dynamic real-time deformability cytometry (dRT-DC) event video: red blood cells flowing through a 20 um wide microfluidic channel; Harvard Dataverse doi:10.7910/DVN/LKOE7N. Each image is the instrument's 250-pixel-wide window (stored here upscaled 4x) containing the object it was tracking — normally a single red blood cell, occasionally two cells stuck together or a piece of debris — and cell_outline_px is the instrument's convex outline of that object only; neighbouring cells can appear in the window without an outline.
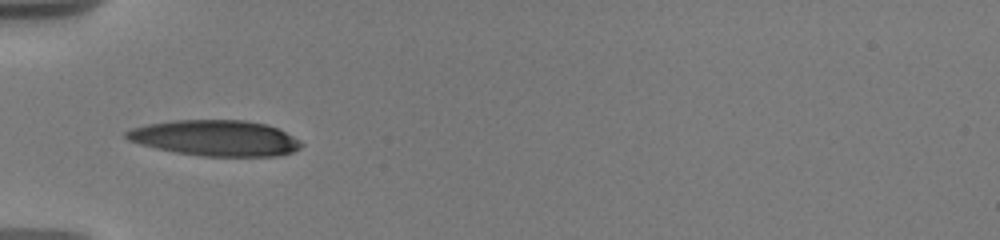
{"species": "human", "species_latin": "Homo sapiens", "temperature_condition": "warm", "stored_images_in_passage": 13, "camera_frame_rate_fps": 3000, "um_per_image_px": 0.085, "donor": {"sex": "male"}, "frame": {"image": 1, "passage_image": 1, "time_ms": 0.0, "image_size_px": [1000, 240], "cell_outline_px": [[304, 144], [300, 148], [292, 152], [280, 156], [204, 156], [176, 152], [156, 148], [140, 144], [128, 140], [124, 136], [124, 132], [132, 128], [148, 124], [172, 120], [244, 120], [268, 124], [300, 140]], "centroid_in_image_um": [18.31, 11.73], "position_along_channel_um": 66.7, "area_um2": 36.47}}
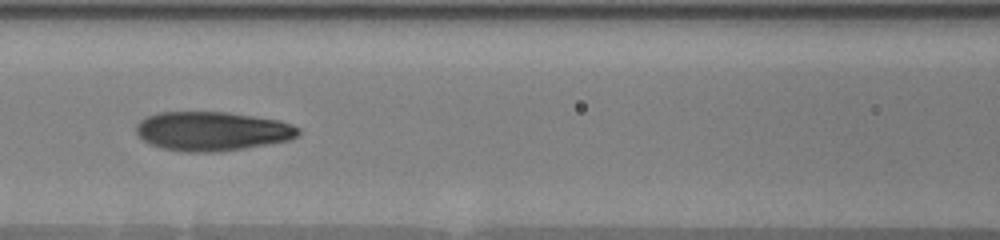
{"frame": {"image": 2, "passage_image": 6, "time_ms": 2.333, "image_size_px": [1000, 240], "cell_outline_px": [[300, 132], [296, 136], [288, 140], [268, 144], [244, 148], [212, 152], [188, 152], [164, 148], [152, 144], [144, 140], [136, 132], [136, 124], [140, 120], [148, 116], [160, 112], [228, 112], [280, 120], [292, 124], [300, 128]], "centroid_in_image_um": [18.05, 11.14], "position_along_channel_um": 148.5, "area_um2": 36.76}}
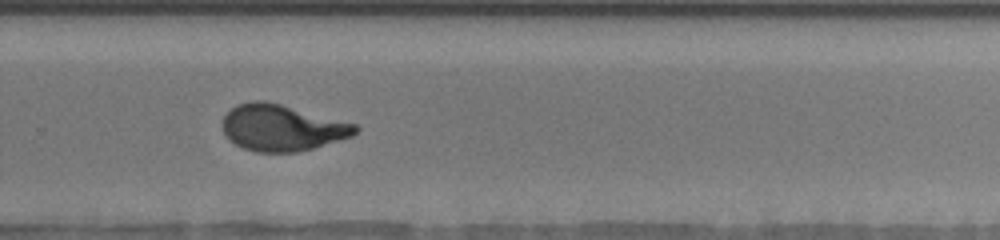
{"frame": {"image": 3, "passage_image": 12, "time_ms": 6.667, "image_size_px": [1000, 240], "cell_outline_px": [[360, 128], [352, 136], [312, 148], [296, 152], [256, 152], [244, 148], [236, 144], [224, 132], [224, 116], [236, 104], [252, 100], [264, 100], [280, 104], [356, 124]], "centroid_in_image_um": [23.97, 10.85], "position_along_channel_um": 305.8, "area_um2": 35.32}}